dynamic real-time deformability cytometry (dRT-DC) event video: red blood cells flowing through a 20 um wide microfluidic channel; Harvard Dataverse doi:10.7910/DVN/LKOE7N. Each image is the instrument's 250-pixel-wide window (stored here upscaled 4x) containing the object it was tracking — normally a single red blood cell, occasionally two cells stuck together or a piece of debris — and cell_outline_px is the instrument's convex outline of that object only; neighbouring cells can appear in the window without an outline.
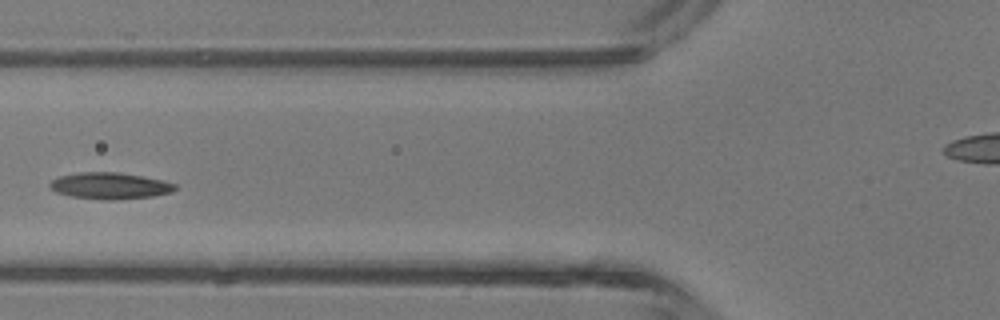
{"species": "common noctule bat (a hibernating species)", "species_latin": "Nyctalus noctula", "temperature_condition": "room temperature", "stored_images_in_passage": 5, "segment_of_instrument_passage": [1, 2], "camera_frame_rate_fps": 3000, "um_per_image_px": 0.085, "animal": {"sex": "male", "body_mass_g": 13.3}, "frame": {"image": 1, "passage_image": 4, "time_ms": 3.333, "image_size_px": [1000, 320], "cell_outline_px": [[176, 188], [172, 192], [152, 196], [116, 200], [104, 200], [68, 196], [56, 192], [48, 188], [48, 184], [52, 180], [60, 176], [80, 172], [120, 172], [164, 180], [176, 184]], "centroid_in_image_um": [9.32, 15.79], "position_along_channel_um": 116.5, "area_um2": 19.54}}